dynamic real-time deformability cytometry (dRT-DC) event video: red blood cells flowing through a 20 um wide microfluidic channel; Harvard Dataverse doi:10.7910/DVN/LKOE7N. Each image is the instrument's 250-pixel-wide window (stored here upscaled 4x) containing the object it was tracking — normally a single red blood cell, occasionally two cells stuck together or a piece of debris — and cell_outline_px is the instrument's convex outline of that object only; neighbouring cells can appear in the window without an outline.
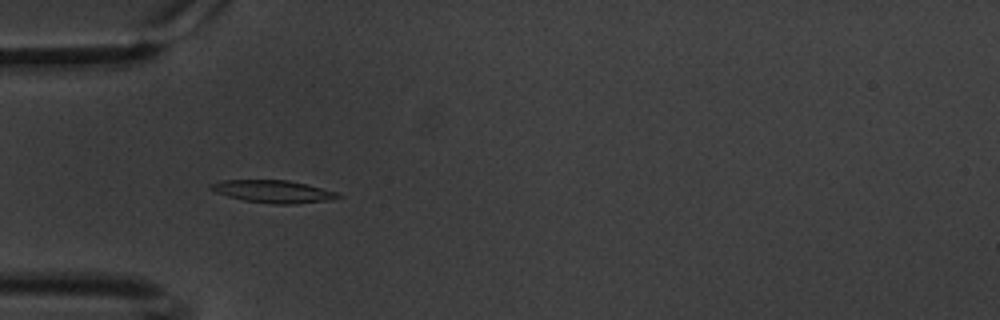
{"species": "common noctule bat (a hibernating species)", "species_latin": "Nyctalus noctula", "temperature_condition": "warm", "stored_images_in_passage": 52, "camera_frame_rate_fps": 3000, "um_per_image_px": 0.085, "animal": {"sex": "male", "body_mass_g": 20.1, "forearm_length_mm": 53.5}, "frame": {"image": 1, "passage_image": 11, "time_ms": 3.333, "image_size_px": [1000, 320], "cell_outline_px": [[344, 196], [328, 200], [296, 204], [272, 204], [244, 200], [228, 196], [216, 192], [208, 188], [208, 184], [224, 180], [288, 180], [308, 184], [336, 192]], "centroid_in_image_um": [23.22, 16.27], "position_along_channel_um": 61.8, "area_um2": 16.7}}
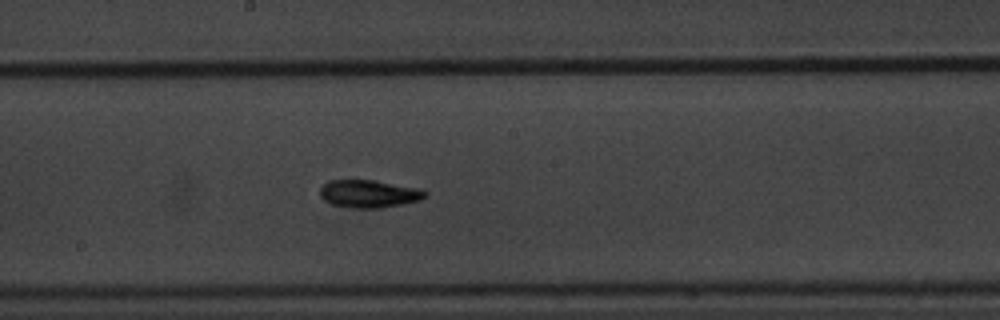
{"frame": {"image": 2, "passage_image": 25, "time_ms": 8.0, "image_size_px": [1000, 320], "cell_outline_px": [[428, 196], [420, 200], [404, 204], [380, 208], [348, 208], [332, 204], [324, 200], [320, 196], [320, 188], [328, 180], [372, 180], [420, 188], [428, 192]], "centroid_in_image_um": [31.38, 16.48], "position_along_channel_um": 216.8, "area_um2": 17.17}}
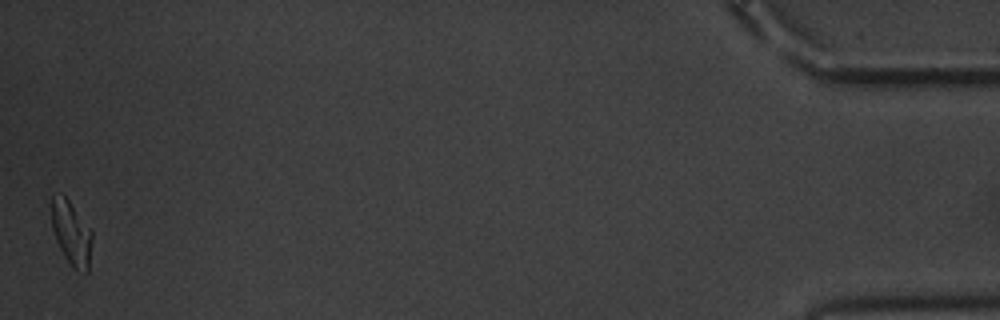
{"frame": {"image": 3, "passage_image": 52, "time_ms": 17.0, "image_size_px": [1000, 320], "cell_outline_px": [[92, 236], [88, 272], [76, 272], [72, 268], [64, 256], [56, 240], [52, 228], [52, 196], [64, 196], [68, 200], [92, 228]], "centroid_in_image_um": [6.1, 19.87], "position_along_channel_um": 429.1, "area_um2": 15.14}, "authors_computed_cell_mechanics": {"area_um2": 16.0973, "velocity_mm_per_s": 3.3666, "shape_relaxation_time_tau1_ms": 3.9384, "shape_relaxation_time_tau2_ms": 3.6386, "deformation_change_tau1": 0.1571, "deformation_change_tau2": 0.0928}}